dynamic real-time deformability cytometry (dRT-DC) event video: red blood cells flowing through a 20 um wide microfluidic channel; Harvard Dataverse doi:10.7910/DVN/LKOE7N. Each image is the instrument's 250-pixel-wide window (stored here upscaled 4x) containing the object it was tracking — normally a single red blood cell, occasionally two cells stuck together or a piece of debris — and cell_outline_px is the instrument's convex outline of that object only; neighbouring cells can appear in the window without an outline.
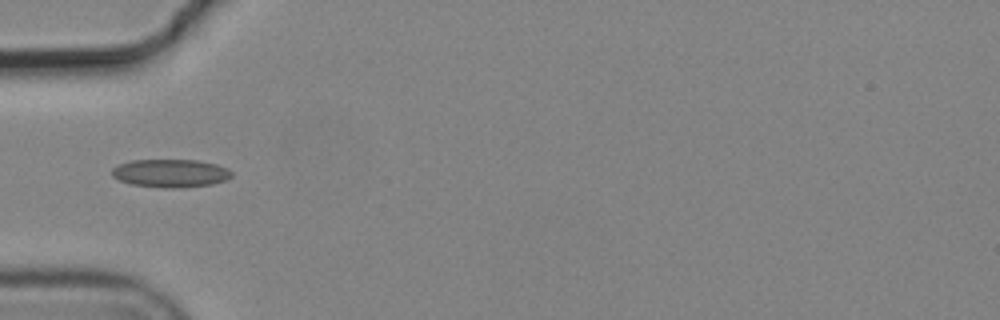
{"species": "common noctule bat (a hibernating species)", "species_latin": "Nyctalus noctula", "temperature_condition": "cold", "stored_images_in_passage": 6, "camera_frame_rate_fps": 3000, "um_per_image_px": 0.085, "animal": {"sex": "male", "body_mass_g": 19.2, "forearm_length_mm": 51.8}, "frame": {"image": 1, "passage_image": 6, "time_ms": 1.667, "image_size_px": [1000, 320], "cell_outline_px": [[232, 176], [228, 180], [212, 184], [180, 188], [164, 188], [132, 184], [120, 180], [112, 176], [112, 168], [120, 164], [132, 160], [196, 160], [216, 164], [228, 168], [232, 172]], "centroid_in_image_um": [14.53, 14.73], "position_along_channel_um": 70.5, "area_um2": 19.65}}